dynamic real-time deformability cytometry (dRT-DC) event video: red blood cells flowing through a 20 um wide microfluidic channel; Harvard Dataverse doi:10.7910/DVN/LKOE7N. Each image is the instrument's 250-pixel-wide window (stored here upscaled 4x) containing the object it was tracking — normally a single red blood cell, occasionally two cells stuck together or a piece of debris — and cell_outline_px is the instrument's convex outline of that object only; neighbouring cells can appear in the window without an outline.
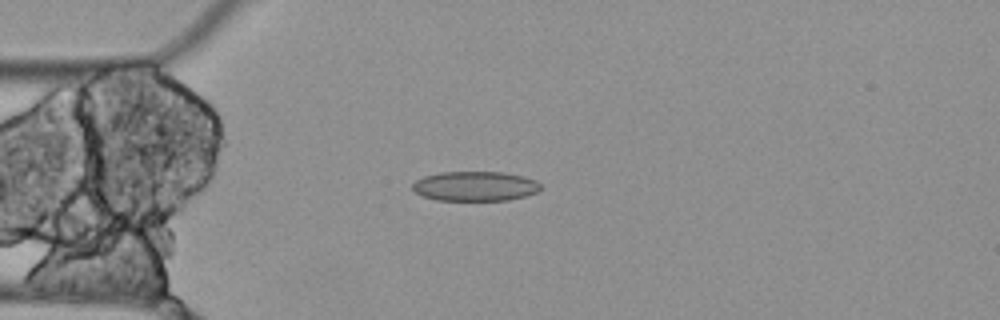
{"species": "Egyptian fruit bat (a non-hibernating species)", "species_latin": "Rousettus aegyptiacus", "temperature_condition": "cold", "stored_images_in_passage": 4, "camera_frame_rate_fps": 3000, "um_per_image_px": 0.085, "animal": {"sex": "female"}, "frame": {"image": 1, "passage_image": 4, "time_ms": 1.0, "image_size_px": [1000, 320], "cell_outline_px": [[544, 188], [536, 192], [524, 196], [508, 200], [436, 200], [424, 196], [416, 192], [412, 188], [412, 184], [416, 180], [424, 176], [440, 172], [504, 172], [524, 176], [536, 180]], "centroid_in_image_um": [40.41, 15.82], "position_along_channel_um": 44.6, "area_um2": 22.2}}